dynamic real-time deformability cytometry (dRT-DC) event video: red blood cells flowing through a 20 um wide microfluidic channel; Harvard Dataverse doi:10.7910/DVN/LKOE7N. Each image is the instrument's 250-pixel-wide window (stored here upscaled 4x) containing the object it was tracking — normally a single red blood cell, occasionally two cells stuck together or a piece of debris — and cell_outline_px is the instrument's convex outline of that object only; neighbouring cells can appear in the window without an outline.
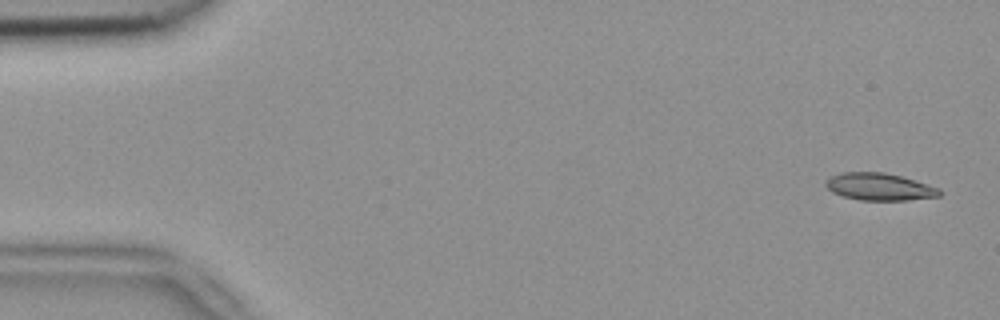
{"species": "common noctule bat (a hibernating species)", "species_latin": "Nyctalus noctula", "temperature_condition": "room temperature", "stored_images_in_passage": 4, "camera_frame_rate_fps": 3000, "um_per_image_px": 0.085, "animal": {"sex": "female", "body_mass_g": 18.4}, "frame": {"image": 1, "passage_image": 1, "time_ms": 0.0, "image_size_px": [1000, 320], "cell_outline_px": [[940, 196], [908, 200], [860, 200], [844, 196], [832, 192], [824, 184], [824, 180], [840, 172], [884, 172], [900, 176], [940, 188]], "centroid_in_image_um": [74.72, 15.87], "position_along_channel_um": 10.3, "area_um2": 17.98}}